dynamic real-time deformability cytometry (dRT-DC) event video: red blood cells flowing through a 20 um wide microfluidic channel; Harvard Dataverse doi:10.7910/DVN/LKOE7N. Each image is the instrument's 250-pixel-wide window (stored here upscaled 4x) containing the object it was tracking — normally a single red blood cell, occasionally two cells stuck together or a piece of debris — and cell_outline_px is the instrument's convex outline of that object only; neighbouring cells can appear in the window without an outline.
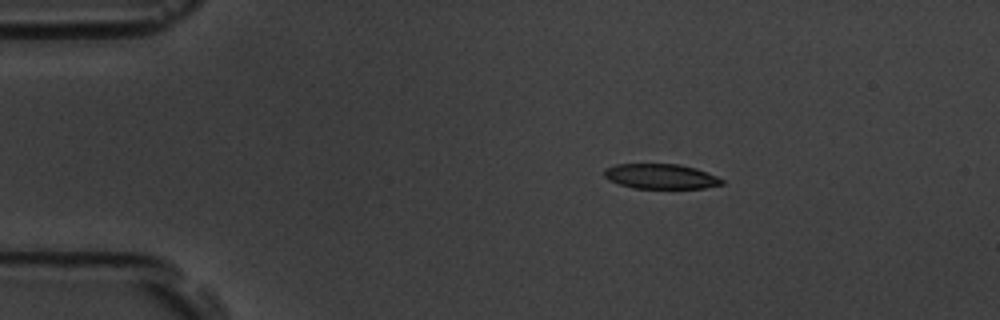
{"species": "common noctule bat (a hibernating species)", "species_latin": "Nyctalus noctula", "temperature_condition": "room temperature", "stored_images_in_passage": 46, "camera_frame_rate_fps": 3000, "um_per_image_px": 0.085, "animal": {"sex": "male", "body_mass_g": 19.5, "forearm_length_mm": 54.6}, "frame": {"image": 1, "passage_image": 1, "time_ms": 0.0, "image_size_px": [1000, 320], "cell_outline_px": [[724, 184], [704, 188], [632, 188], [608, 180], [604, 176], [604, 168], [616, 164], [680, 164], [696, 168], [716, 176], [724, 180]], "centroid_in_image_um": [56.15, 14.99], "position_along_channel_um": 28.8, "area_um2": 17.17}}
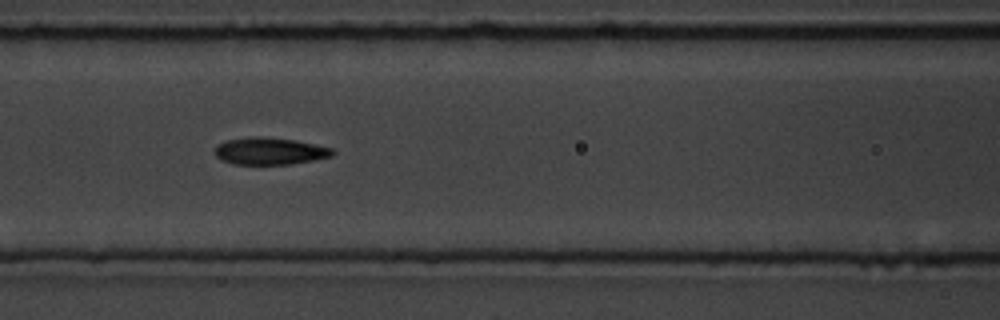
{"frame": {"image": 2, "passage_image": 15, "time_ms": 4.667, "image_size_px": [1000, 320], "cell_outline_px": [[336, 152], [332, 156], [292, 164], [232, 164], [220, 160], [216, 156], [216, 144], [228, 140], [252, 136], [256, 136], [296, 140], [316, 144], [332, 148]], "centroid_in_image_um": [22.93, 12.84], "position_along_channel_um": 143.7, "area_um2": 18.61}}
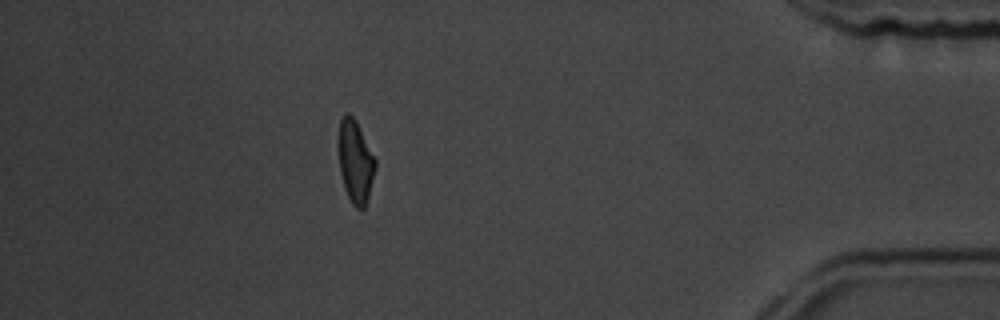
{"frame": {"image": 3, "passage_image": 40, "time_ms": 13.0, "image_size_px": [1000, 320], "cell_outline_px": [[376, 168], [368, 200], [364, 208], [356, 208], [352, 204], [344, 188], [340, 172], [336, 144], [336, 140], [340, 120], [344, 112], [348, 112], [356, 120], [376, 160]], "centroid_in_image_um": [30.17, 13.69], "position_along_channel_um": 405.0, "area_um2": 18.32}, "authors_computed_cell_mechanics": {"area_um2": 18.496, "velocity_mm_per_s": 3.7099, "shape_relaxation_time_tau1_ms": 3.2382, "shape_relaxation_time_tau2_ms": 2.6294, "deformation_change_tau1": 0.1476, "deformation_change_tau2": 0.0944}}